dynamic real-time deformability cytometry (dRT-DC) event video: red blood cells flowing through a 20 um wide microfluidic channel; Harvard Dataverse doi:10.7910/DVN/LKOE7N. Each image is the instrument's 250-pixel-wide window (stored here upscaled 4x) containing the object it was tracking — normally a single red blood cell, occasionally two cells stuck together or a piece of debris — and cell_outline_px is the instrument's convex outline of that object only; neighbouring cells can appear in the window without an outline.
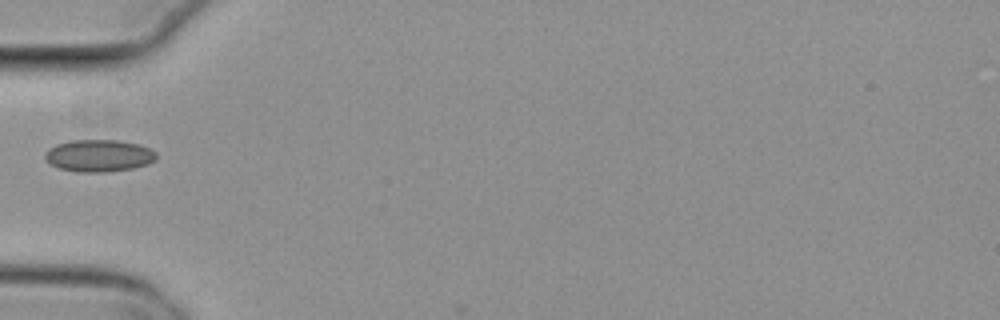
{"species": "common noctule bat (a hibernating species)", "species_latin": "Nyctalus noctula", "temperature_condition": "cold", "stored_images_in_passage": 36, "camera_frame_rate_fps": 3000, "um_per_image_px": 0.085, "animal": {"sex": "female", "body_mass_g": 29.2, "forearm_length_mm": 56.3}, "frame": {"image": 1, "passage_image": 1, "time_ms": 0.0, "image_size_px": [1000, 320], "cell_outline_px": [[156, 160], [148, 164], [132, 168], [104, 172], [76, 172], [60, 168], [44, 160], [44, 152], [48, 148], [56, 144], [72, 140], [120, 140], [140, 144], [156, 152]], "centroid_in_image_um": [8.39, 13.22], "position_along_channel_um": 76.6, "area_um2": 20.98}}
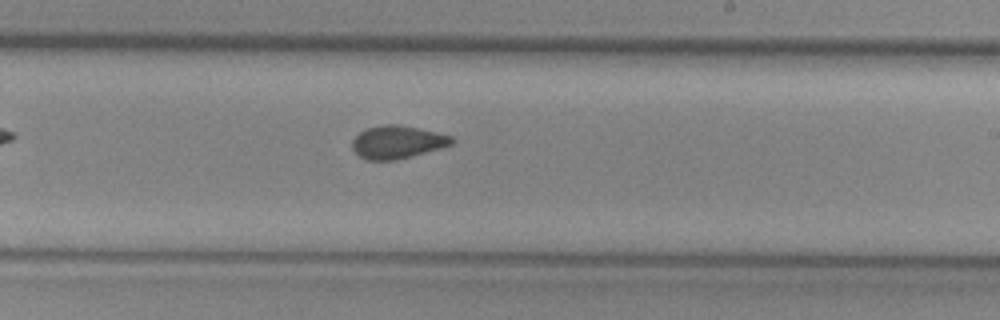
{"frame": {"image": 2, "passage_image": 15, "time_ms": 4.667, "image_size_px": [1000, 320], "cell_outline_px": [[456, 140], [452, 144], [440, 148], [412, 156], [396, 160], [364, 160], [352, 148], [352, 140], [360, 132], [368, 128], [384, 124], [396, 124], [436, 132], [452, 136]], "centroid_in_image_um": [33.77, 12.08], "position_along_channel_um": 255.2, "area_um2": 18.96}}
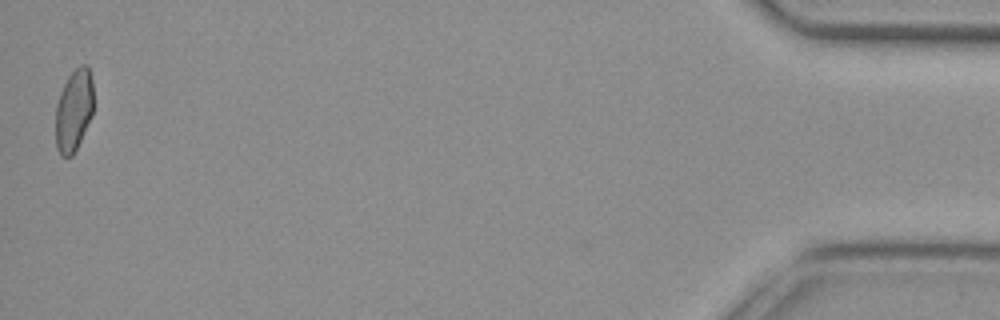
{"frame": {"image": 3, "passage_image": 36, "time_ms": 11.667, "image_size_px": [1000, 320], "cell_outline_px": [[92, 116], [72, 156], [60, 156], [56, 148], [56, 104], [60, 92], [68, 76], [80, 64], [88, 64], [92, 80]], "centroid_in_image_um": [6.26, 9.36], "position_along_channel_um": 428.9, "area_um2": 18.03}}